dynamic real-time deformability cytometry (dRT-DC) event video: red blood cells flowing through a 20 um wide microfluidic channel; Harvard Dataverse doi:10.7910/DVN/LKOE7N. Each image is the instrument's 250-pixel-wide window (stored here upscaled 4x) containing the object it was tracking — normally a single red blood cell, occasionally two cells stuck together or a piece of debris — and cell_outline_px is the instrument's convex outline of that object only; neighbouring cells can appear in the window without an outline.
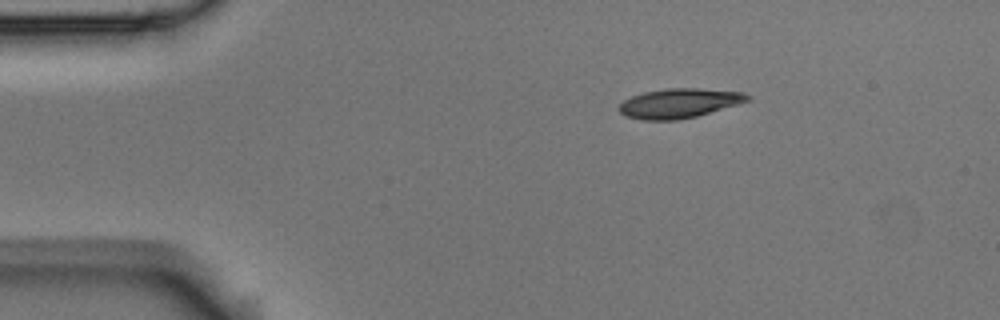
{"species": "Egyptian fruit bat (a non-hibernating species)", "species_latin": "Rousettus aegyptiacus", "temperature_condition": "room temperature", "stored_images_in_passage": 9, "camera_frame_rate_fps": 3000, "um_per_image_px": 0.085, "animal": {"sex": "male"}, "frame": {"image": 1, "passage_image": 1, "time_ms": 0.0, "image_size_px": [1000, 320], "cell_outline_px": [[752, 100], [696, 116], [676, 120], [644, 120], [624, 116], [616, 108], [624, 100], [632, 96], [644, 92], [668, 88], [700, 88], [744, 92], [752, 96]], "centroid_in_image_um": [57.74, 8.77], "position_along_channel_um": 27.3, "area_um2": 22.2}}
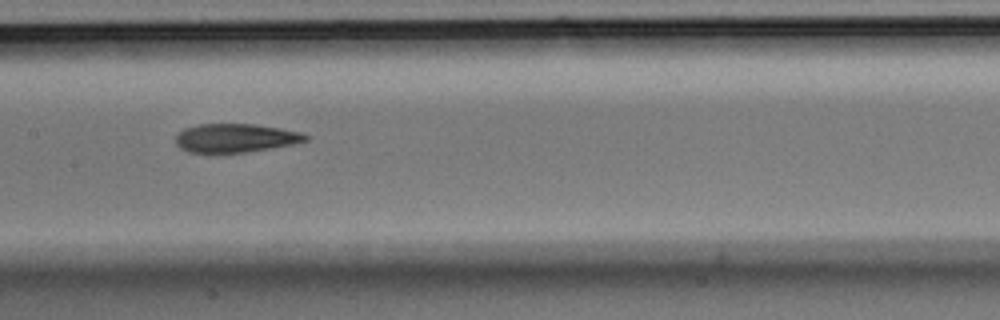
{"frame": {"image": 2, "passage_image": 6, "time_ms": 1.667, "image_size_px": [1000, 320], "cell_outline_px": [[308, 140], [292, 144], [272, 148], [244, 152], [188, 152], [180, 148], [176, 144], [176, 136], [184, 128], [200, 124], [252, 124], [280, 128], [300, 132], [308, 136]], "centroid_in_image_um": [20.0, 11.73], "position_along_channel_um": 187.4, "area_um2": 21.44}}
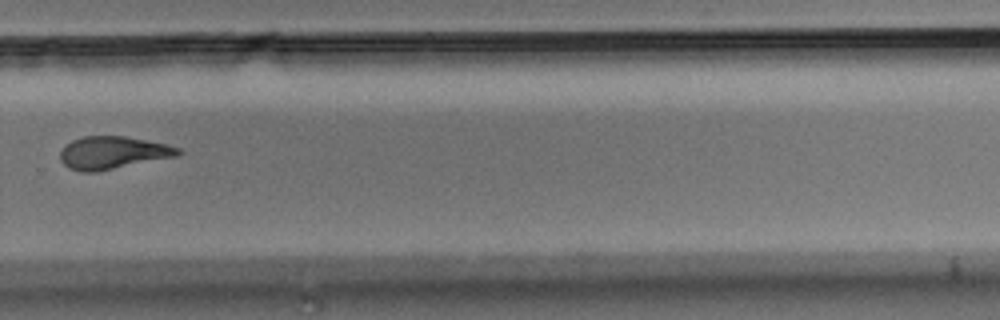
{"frame": {"image": 3, "passage_image": 9, "time_ms": 2.667, "image_size_px": [1000, 320], "cell_outline_px": [[184, 152], [176, 156], [96, 172], [80, 172], [68, 168], [60, 160], [60, 152], [72, 140], [84, 136], [124, 136], [164, 144], [180, 148]], "centroid_in_image_um": [9.57, 12.99], "position_along_channel_um": 320.2, "area_um2": 22.2}}